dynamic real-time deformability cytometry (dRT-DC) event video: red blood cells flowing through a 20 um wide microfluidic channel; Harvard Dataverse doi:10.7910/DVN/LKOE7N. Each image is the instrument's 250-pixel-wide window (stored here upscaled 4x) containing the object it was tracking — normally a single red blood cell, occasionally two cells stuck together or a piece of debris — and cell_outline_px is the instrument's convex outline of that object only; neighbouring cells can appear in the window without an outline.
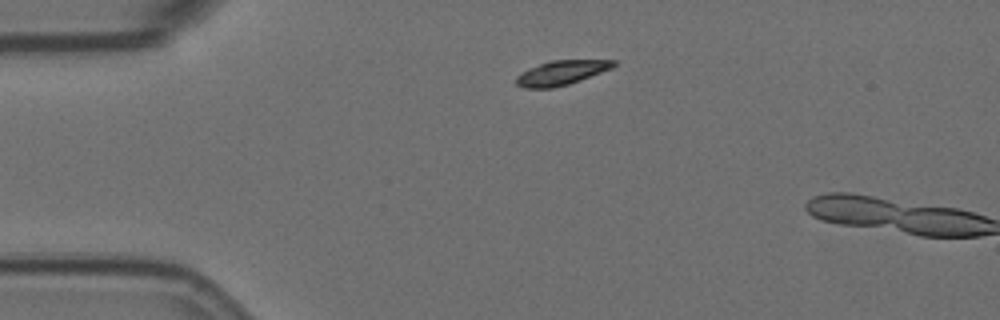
{"species": "Egyptian fruit bat (a non-hibernating species)", "species_latin": "Rousettus aegyptiacus", "temperature_condition": "room temperature", "stored_images_in_passage": 2, "camera_frame_rate_fps": 3000, "um_per_image_px": 0.085, "animal": {"sex": "female"}, "frame": {"image": 1, "passage_image": 1, "time_ms": 0.0, "image_size_px": [1000, 320], "cell_outline_px": [[616, 64], [612, 68], [580, 80], [568, 84], [552, 88], [524, 88], [516, 84], [516, 76], [528, 68], [552, 60], [616, 60]], "centroid_in_image_um": [47.7, 6.18], "position_along_channel_um": 37.3, "area_um2": 13.76}}